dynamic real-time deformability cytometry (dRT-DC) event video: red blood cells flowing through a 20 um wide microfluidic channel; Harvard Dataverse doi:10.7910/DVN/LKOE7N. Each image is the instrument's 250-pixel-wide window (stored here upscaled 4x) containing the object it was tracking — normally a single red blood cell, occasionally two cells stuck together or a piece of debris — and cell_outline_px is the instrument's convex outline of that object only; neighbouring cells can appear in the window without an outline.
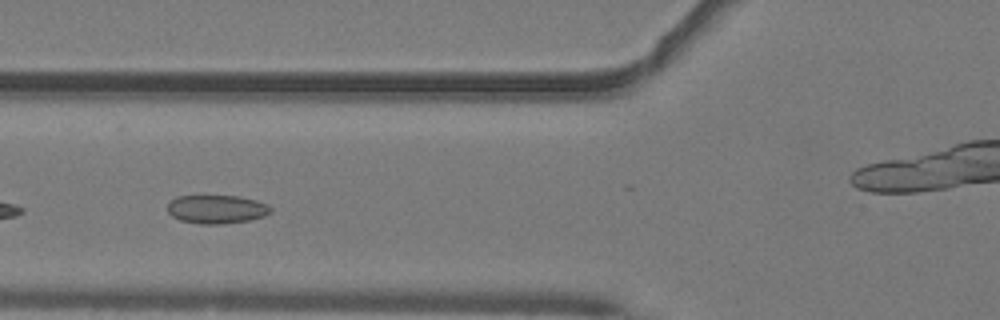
{"species": "common noctule bat (a hibernating species)", "species_latin": "Nyctalus noctula", "temperature_condition": "warm", "stored_images_in_passage": 17, "camera_frame_rate_fps": 3000, "um_per_image_px": 0.085, "animal": {"sex": "male", "body_mass_g": 19.2, "forearm_length_mm": 51.8}, "frame": {"image": 1, "passage_image": 10, "time_ms": 3.0, "image_size_px": [1000, 320], "cell_outline_px": [[272, 212], [264, 216], [248, 220], [220, 224], [200, 224], [180, 220], [172, 216], [168, 212], [168, 204], [176, 196], [240, 196], [256, 200], [268, 204], [272, 208]], "centroid_in_image_um": [18.43, 17.78], "position_along_channel_um": 107.4, "area_um2": 17.17}}